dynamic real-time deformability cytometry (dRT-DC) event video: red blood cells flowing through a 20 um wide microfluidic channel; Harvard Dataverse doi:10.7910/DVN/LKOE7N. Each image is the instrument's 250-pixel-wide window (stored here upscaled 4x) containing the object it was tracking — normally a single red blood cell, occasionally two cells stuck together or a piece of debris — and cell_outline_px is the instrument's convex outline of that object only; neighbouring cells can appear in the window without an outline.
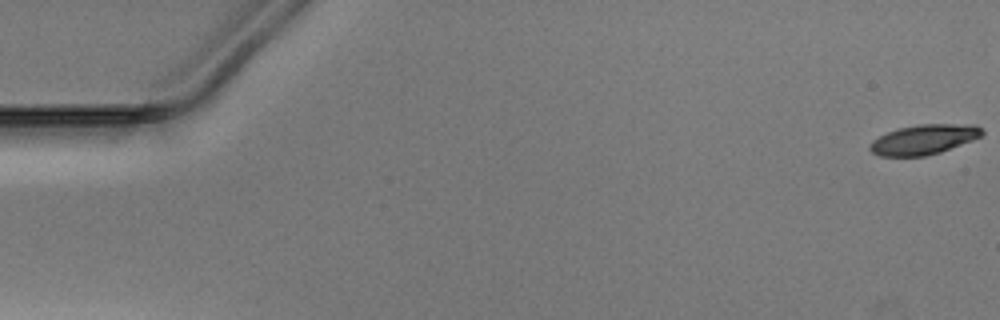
{"species": "Egyptian fruit bat (a non-hibernating species)", "species_latin": "Rousettus aegyptiacus", "temperature_condition": "warm", "stored_images_in_passage": 52, "camera_frame_rate_fps": 3000, "um_per_image_px": 0.085, "animal": {"sex": "male"}, "frame": {"image": 1, "passage_image": 1, "time_ms": 0.0, "image_size_px": [1000, 320], "cell_outline_px": [[984, 132], [980, 136], [972, 140], [940, 152], [924, 156], [880, 156], [872, 152], [868, 148], [868, 144], [872, 140], [888, 132], [900, 128], [920, 124], [976, 124]], "centroid_in_image_um": [78.5, 11.85], "position_along_channel_um": 6.5, "area_um2": 19.36}}
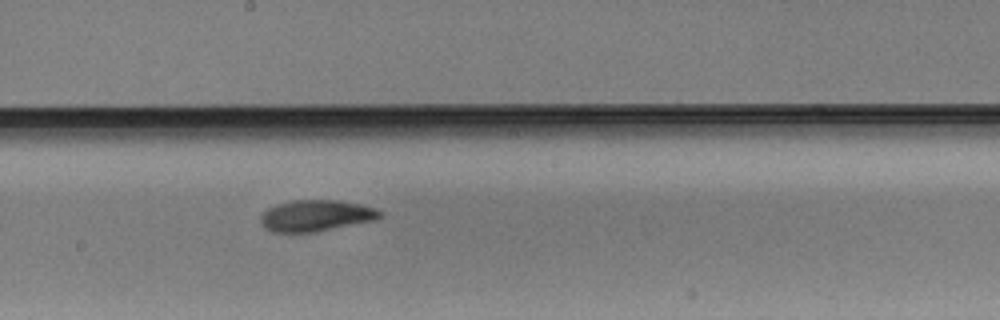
{"frame": {"image": 2, "passage_image": 29, "time_ms": 9.333, "image_size_px": [1000, 320], "cell_outline_px": [[384, 216], [376, 220], [316, 232], [272, 232], [264, 228], [260, 224], [260, 216], [268, 208], [276, 204], [292, 200], [336, 200], [364, 204], [376, 208], [384, 212]], "centroid_in_image_um": [26.9, 18.33], "position_along_channel_um": 221.3, "area_um2": 22.2}}
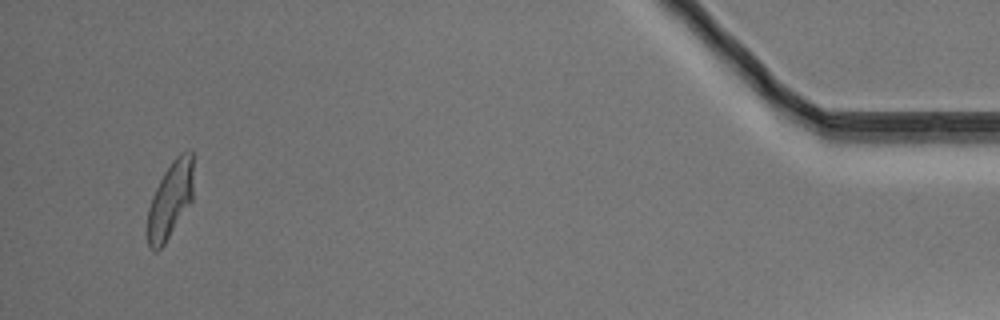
{"frame": {"image": 3, "passage_image": 50, "time_ms": 16.333, "image_size_px": [1000, 320], "cell_outline_px": [[192, 200], [164, 244], [156, 252], [152, 252], [148, 244], [148, 208], [152, 196], [164, 172], [172, 160], [180, 152], [192, 148]], "centroid_in_image_um": [14.47, 16.97], "position_along_channel_um": 420.7, "area_um2": 20.29}}